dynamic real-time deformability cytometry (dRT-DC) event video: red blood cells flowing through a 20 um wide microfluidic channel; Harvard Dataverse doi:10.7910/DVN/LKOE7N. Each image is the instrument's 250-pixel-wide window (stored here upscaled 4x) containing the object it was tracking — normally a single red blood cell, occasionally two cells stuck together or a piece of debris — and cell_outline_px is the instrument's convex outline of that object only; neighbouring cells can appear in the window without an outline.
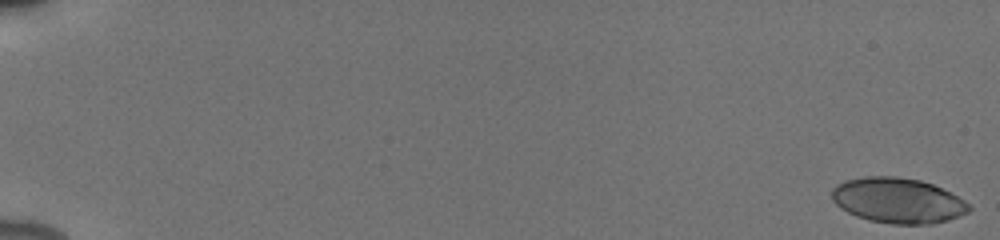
{"species": "human", "species_latin": "Homo sapiens", "temperature_condition": "cold", "stored_images_in_passage": 43, "camera_frame_rate_fps": 3000, "um_per_image_px": 0.085, "donor": {"sex": "male"}, "frame": {"image": 1, "passage_image": 1, "time_ms": 0.0, "image_size_px": [1000, 240], "cell_outline_px": [[972, 208], [968, 212], [948, 220], [932, 224], [892, 224], [868, 220], [856, 216], [840, 208], [832, 200], [832, 188], [836, 184], [844, 180], [864, 176], [896, 176], [920, 180], [932, 184], [964, 200]], "centroid_in_image_um": [76.28, 17.04], "position_along_channel_um": 8.7, "area_um2": 36.24}}
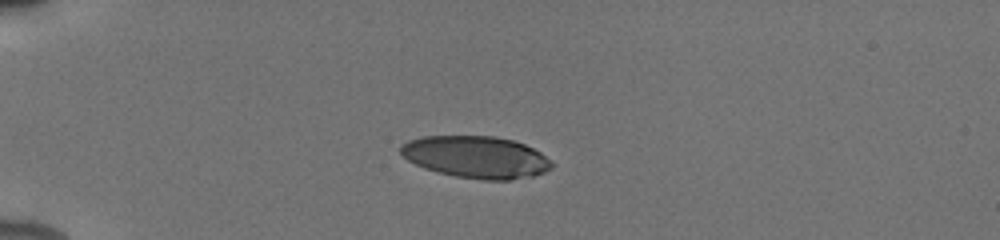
{"frame": {"image": 2, "passage_image": 16, "time_ms": 5.0, "image_size_px": [1000, 240], "cell_outline_px": [[552, 168], [544, 172], [532, 176], [512, 180], [484, 180], [456, 176], [436, 172], [424, 168], [408, 160], [400, 152], [400, 144], [408, 140], [424, 136], [492, 136], [512, 140], [524, 144], [540, 152], [552, 164]], "centroid_in_image_um": [40.44, 13.35], "position_along_channel_um": 44.6, "area_um2": 36.88}}